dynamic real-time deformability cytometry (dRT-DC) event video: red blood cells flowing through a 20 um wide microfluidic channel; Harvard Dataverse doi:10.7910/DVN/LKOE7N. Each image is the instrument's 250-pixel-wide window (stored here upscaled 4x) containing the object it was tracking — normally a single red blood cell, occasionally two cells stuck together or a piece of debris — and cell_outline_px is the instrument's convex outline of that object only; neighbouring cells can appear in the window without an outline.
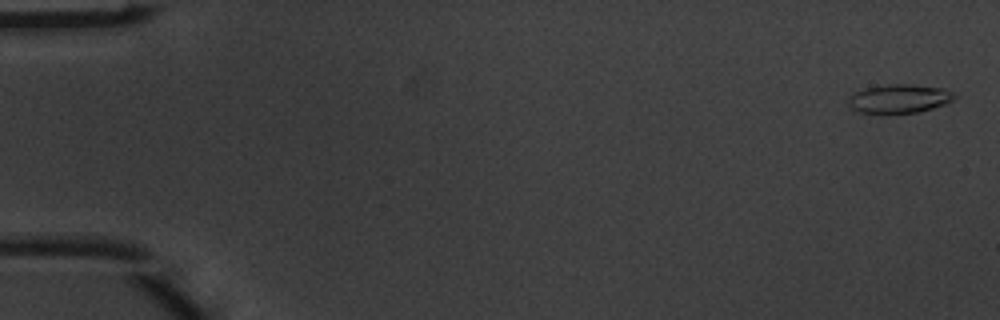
{"species": "common noctule bat (a hibernating species)", "species_latin": "Nyctalus noctula", "temperature_condition": "warm", "stored_images_in_passage": 4, "camera_frame_rate_fps": 3000, "um_per_image_px": 0.085, "animal": {"sex": "male", "body_mass_g": 20.1, "forearm_length_mm": 53.5}, "frame": {"image": 1, "passage_image": 1, "time_ms": 0.0, "image_size_px": [1000, 320], "cell_outline_px": [[956, 96], [948, 104], [916, 112], [884, 116], [860, 112], [852, 108], [848, 104], [848, 100], [852, 92], [864, 88], [888, 84], [912, 84], [944, 88], [952, 92]], "centroid_in_image_um": [76.4, 8.41], "position_along_channel_um": 8.6, "area_um2": 18.44}}